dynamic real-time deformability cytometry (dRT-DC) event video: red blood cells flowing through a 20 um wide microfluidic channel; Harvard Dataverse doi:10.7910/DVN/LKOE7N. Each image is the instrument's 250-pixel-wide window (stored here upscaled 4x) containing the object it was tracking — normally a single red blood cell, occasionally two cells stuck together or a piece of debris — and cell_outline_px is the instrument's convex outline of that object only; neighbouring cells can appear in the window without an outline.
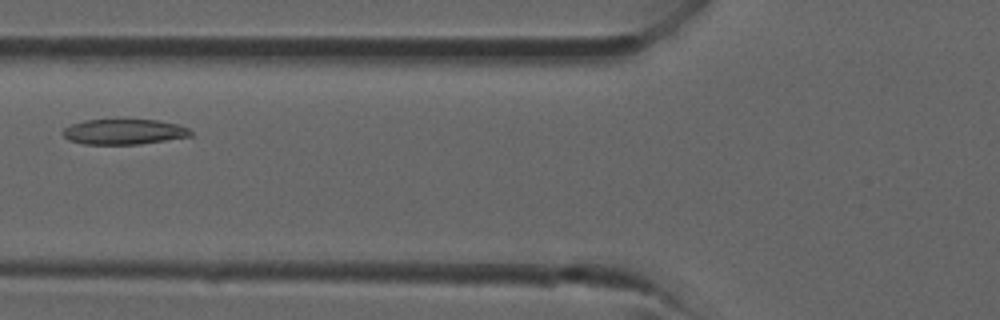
{"species": "common noctule bat (a hibernating species)", "species_latin": "Nyctalus noctula", "temperature_condition": "room temperature", "stored_images_in_passage": 32, "camera_frame_rate_fps": 3000, "um_per_image_px": 0.085, "animal": {"sex": "male", "forearm_length_mm": 52.5}, "frame": {"image": 1, "passage_image": 9, "time_ms": 2.667, "image_size_px": [1000, 320], "cell_outline_px": [[192, 136], [140, 144], [84, 144], [68, 140], [64, 136], [64, 128], [72, 124], [84, 120], [156, 120], [180, 124], [188, 128], [192, 132]], "centroid_in_image_um": [10.57, 11.2], "position_along_channel_um": 115.2, "area_um2": 18.79}}
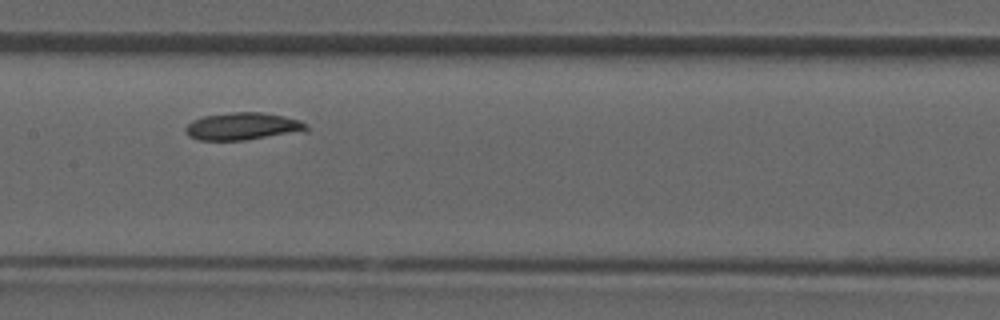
{"frame": {"image": 2, "passage_image": 13, "time_ms": 4.0, "image_size_px": [1000, 320], "cell_outline_px": [[308, 132], [244, 140], [200, 140], [188, 136], [184, 132], [184, 128], [192, 120], [204, 116], [232, 112], [260, 112], [284, 116], [300, 120], [308, 124]], "centroid_in_image_um": [20.68, 10.75], "position_along_channel_um": 186.7, "area_um2": 19.65}}
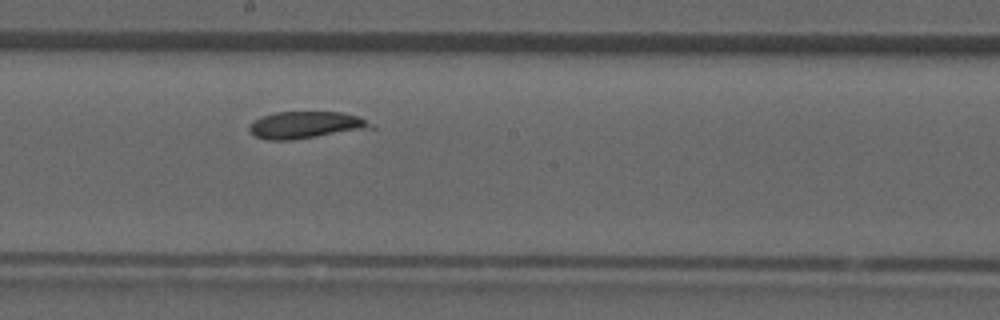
{"frame": {"image": 3, "passage_image": 15, "time_ms": 4.667, "image_size_px": [1000, 320], "cell_outline_px": [[376, 128], [292, 140], [268, 140], [256, 136], [248, 128], [252, 120], [260, 116], [276, 112], [344, 112], [360, 116], [372, 124]], "centroid_in_image_um": [26.01, 10.62], "position_along_channel_um": 222.2, "area_um2": 19.36}}